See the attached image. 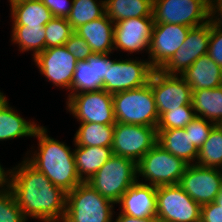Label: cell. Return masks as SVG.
<instances>
[{
    "label": "cell",
    "mask_w": 222,
    "mask_h": 222,
    "mask_svg": "<svg viewBox=\"0 0 222 222\" xmlns=\"http://www.w3.org/2000/svg\"><path fill=\"white\" fill-rule=\"evenodd\" d=\"M8 187L23 216L42 222H62L66 214V192L55 186L26 159L9 169Z\"/></svg>",
    "instance_id": "6da1fadb"
},
{
    "label": "cell",
    "mask_w": 222,
    "mask_h": 222,
    "mask_svg": "<svg viewBox=\"0 0 222 222\" xmlns=\"http://www.w3.org/2000/svg\"><path fill=\"white\" fill-rule=\"evenodd\" d=\"M47 131L45 126L36 129L33 137L38 139V149L25 159L55 186L68 193L82 183L76 171L74 150L49 137Z\"/></svg>",
    "instance_id": "7a4b0ae2"
},
{
    "label": "cell",
    "mask_w": 222,
    "mask_h": 222,
    "mask_svg": "<svg viewBox=\"0 0 222 222\" xmlns=\"http://www.w3.org/2000/svg\"><path fill=\"white\" fill-rule=\"evenodd\" d=\"M113 204L87 182L66 193V214L62 222H113Z\"/></svg>",
    "instance_id": "3957f363"
},
{
    "label": "cell",
    "mask_w": 222,
    "mask_h": 222,
    "mask_svg": "<svg viewBox=\"0 0 222 222\" xmlns=\"http://www.w3.org/2000/svg\"><path fill=\"white\" fill-rule=\"evenodd\" d=\"M116 122L157 127L159 115L149 83L112 94Z\"/></svg>",
    "instance_id": "277c9868"
},
{
    "label": "cell",
    "mask_w": 222,
    "mask_h": 222,
    "mask_svg": "<svg viewBox=\"0 0 222 222\" xmlns=\"http://www.w3.org/2000/svg\"><path fill=\"white\" fill-rule=\"evenodd\" d=\"M137 181V163L130 158L112 155L87 181L103 197L115 204Z\"/></svg>",
    "instance_id": "5b68a950"
},
{
    "label": "cell",
    "mask_w": 222,
    "mask_h": 222,
    "mask_svg": "<svg viewBox=\"0 0 222 222\" xmlns=\"http://www.w3.org/2000/svg\"><path fill=\"white\" fill-rule=\"evenodd\" d=\"M188 164L155 144L137 162V180L144 178L155 187L179 184ZM149 181V182H148Z\"/></svg>",
    "instance_id": "8992f818"
},
{
    "label": "cell",
    "mask_w": 222,
    "mask_h": 222,
    "mask_svg": "<svg viewBox=\"0 0 222 222\" xmlns=\"http://www.w3.org/2000/svg\"><path fill=\"white\" fill-rule=\"evenodd\" d=\"M201 206L179 184L157 187L156 218L159 222H199Z\"/></svg>",
    "instance_id": "52a82bcc"
},
{
    "label": "cell",
    "mask_w": 222,
    "mask_h": 222,
    "mask_svg": "<svg viewBox=\"0 0 222 222\" xmlns=\"http://www.w3.org/2000/svg\"><path fill=\"white\" fill-rule=\"evenodd\" d=\"M66 105L80 123L116 124L113 97L105 90L68 94Z\"/></svg>",
    "instance_id": "ba28073f"
},
{
    "label": "cell",
    "mask_w": 222,
    "mask_h": 222,
    "mask_svg": "<svg viewBox=\"0 0 222 222\" xmlns=\"http://www.w3.org/2000/svg\"><path fill=\"white\" fill-rule=\"evenodd\" d=\"M154 23L197 27L209 22L208 0H153Z\"/></svg>",
    "instance_id": "9c48e42d"
},
{
    "label": "cell",
    "mask_w": 222,
    "mask_h": 222,
    "mask_svg": "<svg viewBox=\"0 0 222 222\" xmlns=\"http://www.w3.org/2000/svg\"><path fill=\"white\" fill-rule=\"evenodd\" d=\"M107 53V82L103 90L110 94L145 86L153 72L149 61L138 59L110 60Z\"/></svg>",
    "instance_id": "30bf717a"
},
{
    "label": "cell",
    "mask_w": 222,
    "mask_h": 222,
    "mask_svg": "<svg viewBox=\"0 0 222 222\" xmlns=\"http://www.w3.org/2000/svg\"><path fill=\"white\" fill-rule=\"evenodd\" d=\"M157 143V128L116 122L112 152L136 163Z\"/></svg>",
    "instance_id": "8fae6325"
},
{
    "label": "cell",
    "mask_w": 222,
    "mask_h": 222,
    "mask_svg": "<svg viewBox=\"0 0 222 222\" xmlns=\"http://www.w3.org/2000/svg\"><path fill=\"white\" fill-rule=\"evenodd\" d=\"M148 83L152 87L159 117L169 110L192 105V89L181 76L153 70Z\"/></svg>",
    "instance_id": "7c38bea8"
},
{
    "label": "cell",
    "mask_w": 222,
    "mask_h": 222,
    "mask_svg": "<svg viewBox=\"0 0 222 222\" xmlns=\"http://www.w3.org/2000/svg\"><path fill=\"white\" fill-rule=\"evenodd\" d=\"M179 185L200 206L212 203L221 191L222 169L188 165Z\"/></svg>",
    "instance_id": "4fadbf2b"
},
{
    "label": "cell",
    "mask_w": 222,
    "mask_h": 222,
    "mask_svg": "<svg viewBox=\"0 0 222 222\" xmlns=\"http://www.w3.org/2000/svg\"><path fill=\"white\" fill-rule=\"evenodd\" d=\"M190 29L180 24L154 23L148 52V61L154 70H160L172 58Z\"/></svg>",
    "instance_id": "5bb4252c"
},
{
    "label": "cell",
    "mask_w": 222,
    "mask_h": 222,
    "mask_svg": "<svg viewBox=\"0 0 222 222\" xmlns=\"http://www.w3.org/2000/svg\"><path fill=\"white\" fill-rule=\"evenodd\" d=\"M210 32V22L191 28L183 44L160 70L167 75L181 76L199 57L207 55Z\"/></svg>",
    "instance_id": "9a60e30c"
},
{
    "label": "cell",
    "mask_w": 222,
    "mask_h": 222,
    "mask_svg": "<svg viewBox=\"0 0 222 222\" xmlns=\"http://www.w3.org/2000/svg\"><path fill=\"white\" fill-rule=\"evenodd\" d=\"M33 60L47 81L49 80L54 86L71 91L77 60L64 46L45 49Z\"/></svg>",
    "instance_id": "2e32d148"
},
{
    "label": "cell",
    "mask_w": 222,
    "mask_h": 222,
    "mask_svg": "<svg viewBox=\"0 0 222 222\" xmlns=\"http://www.w3.org/2000/svg\"><path fill=\"white\" fill-rule=\"evenodd\" d=\"M154 17H138L114 23V50L130 53L149 52Z\"/></svg>",
    "instance_id": "e0dca14e"
},
{
    "label": "cell",
    "mask_w": 222,
    "mask_h": 222,
    "mask_svg": "<svg viewBox=\"0 0 222 222\" xmlns=\"http://www.w3.org/2000/svg\"><path fill=\"white\" fill-rule=\"evenodd\" d=\"M104 82H107V53H93L87 60L77 61L69 93L103 90Z\"/></svg>",
    "instance_id": "ac0fdd59"
},
{
    "label": "cell",
    "mask_w": 222,
    "mask_h": 222,
    "mask_svg": "<svg viewBox=\"0 0 222 222\" xmlns=\"http://www.w3.org/2000/svg\"><path fill=\"white\" fill-rule=\"evenodd\" d=\"M157 187L136 181L117 202L122 214L146 218L156 216Z\"/></svg>",
    "instance_id": "d6986e66"
},
{
    "label": "cell",
    "mask_w": 222,
    "mask_h": 222,
    "mask_svg": "<svg viewBox=\"0 0 222 222\" xmlns=\"http://www.w3.org/2000/svg\"><path fill=\"white\" fill-rule=\"evenodd\" d=\"M75 33L88 43L93 53L112 54L114 51V22L106 14L81 25Z\"/></svg>",
    "instance_id": "ffe728a7"
},
{
    "label": "cell",
    "mask_w": 222,
    "mask_h": 222,
    "mask_svg": "<svg viewBox=\"0 0 222 222\" xmlns=\"http://www.w3.org/2000/svg\"><path fill=\"white\" fill-rule=\"evenodd\" d=\"M7 97L0 91V141L22 137H33L40 126L26 120L14 108L10 107Z\"/></svg>",
    "instance_id": "44dd1931"
},
{
    "label": "cell",
    "mask_w": 222,
    "mask_h": 222,
    "mask_svg": "<svg viewBox=\"0 0 222 222\" xmlns=\"http://www.w3.org/2000/svg\"><path fill=\"white\" fill-rule=\"evenodd\" d=\"M181 77L189 84L192 92L213 89L222 85V68L208 55H204L187 68Z\"/></svg>",
    "instance_id": "7402d4cb"
},
{
    "label": "cell",
    "mask_w": 222,
    "mask_h": 222,
    "mask_svg": "<svg viewBox=\"0 0 222 222\" xmlns=\"http://www.w3.org/2000/svg\"><path fill=\"white\" fill-rule=\"evenodd\" d=\"M12 26H45L53 17L41 0H10Z\"/></svg>",
    "instance_id": "603a6c76"
},
{
    "label": "cell",
    "mask_w": 222,
    "mask_h": 222,
    "mask_svg": "<svg viewBox=\"0 0 222 222\" xmlns=\"http://www.w3.org/2000/svg\"><path fill=\"white\" fill-rule=\"evenodd\" d=\"M157 144L188 165L197 161L199 150L191 144L185 128L157 130Z\"/></svg>",
    "instance_id": "cb8c5ba5"
},
{
    "label": "cell",
    "mask_w": 222,
    "mask_h": 222,
    "mask_svg": "<svg viewBox=\"0 0 222 222\" xmlns=\"http://www.w3.org/2000/svg\"><path fill=\"white\" fill-rule=\"evenodd\" d=\"M74 145L76 171L82 182H87L113 155L111 147Z\"/></svg>",
    "instance_id": "d4e9b609"
},
{
    "label": "cell",
    "mask_w": 222,
    "mask_h": 222,
    "mask_svg": "<svg viewBox=\"0 0 222 222\" xmlns=\"http://www.w3.org/2000/svg\"><path fill=\"white\" fill-rule=\"evenodd\" d=\"M192 106L196 116L217 125L222 120V85L193 91Z\"/></svg>",
    "instance_id": "484cf974"
},
{
    "label": "cell",
    "mask_w": 222,
    "mask_h": 222,
    "mask_svg": "<svg viewBox=\"0 0 222 222\" xmlns=\"http://www.w3.org/2000/svg\"><path fill=\"white\" fill-rule=\"evenodd\" d=\"M153 0H105V14L114 23L118 21L153 17Z\"/></svg>",
    "instance_id": "4316f807"
},
{
    "label": "cell",
    "mask_w": 222,
    "mask_h": 222,
    "mask_svg": "<svg viewBox=\"0 0 222 222\" xmlns=\"http://www.w3.org/2000/svg\"><path fill=\"white\" fill-rule=\"evenodd\" d=\"M114 125L80 123L74 134L77 146L112 147Z\"/></svg>",
    "instance_id": "83f0119b"
},
{
    "label": "cell",
    "mask_w": 222,
    "mask_h": 222,
    "mask_svg": "<svg viewBox=\"0 0 222 222\" xmlns=\"http://www.w3.org/2000/svg\"><path fill=\"white\" fill-rule=\"evenodd\" d=\"M11 32V41L18 44L19 51H33V59L45 50L44 26H12Z\"/></svg>",
    "instance_id": "f1b7e54d"
},
{
    "label": "cell",
    "mask_w": 222,
    "mask_h": 222,
    "mask_svg": "<svg viewBox=\"0 0 222 222\" xmlns=\"http://www.w3.org/2000/svg\"><path fill=\"white\" fill-rule=\"evenodd\" d=\"M105 14V0H73L69 24L75 31L81 25L98 19Z\"/></svg>",
    "instance_id": "f546056e"
},
{
    "label": "cell",
    "mask_w": 222,
    "mask_h": 222,
    "mask_svg": "<svg viewBox=\"0 0 222 222\" xmlns=\"http://www.w3.org/2000/svg\"><path fill=\"white\" fill-rule=\"evenodd\" d=\"M198 166L222 169V129L215 125L199 149Z\"/></svg>",
    "instance_id": "4dcf8cb0"
},
{
    "label": "cell",
    "mask_w": 222,
    "mask_h": 222,
    "mask_svg": "<svg viewBox=\"0 0 222 222\" xmlns=\"http://www.w3.org/2000/svg\"><path fill=\"white\" fill-rule=\"evenodd\" d=\"M45 49L64 46V43L75 32L67 18H52L45 26Z\"/></svg>",
    "instance_id": "1f68e13d"
},
{
    "label": "cell",
    "mask_w": 222,
    "mask_h": 222,
    "mask_svg": "<svg viewBox=\"0 0 222 222\" xmlns=\"http://www.w3.org/2000/svg\"><path fill=\"white\" fill-rule=\"evenodd\" d=\"M196 117L192 105L169 110L159 117L157 130L185 128Z\"/></svg>",
    "instance_id": "d6a6232c"
},
{
    "label": "cell",
    "mask_w": 222,
    "mask_h": 222,
    "mask_svg": "<svg viewBox=\"0 0 222 222\" xmlns=\"http://www.w3.org/2000/svg\"><path fill=\"white\" fill-rule=\"evenodd\" d=\"M8 186L0 188V222H26Z\"/></svg>",
    "instance_id": "836d02e7"
},
{
    "label": "cell",
    "mask_w": 222,
    "mask_h": 222,
    "mask_svg": "<svg viewBox=\"0 0 222 222\" xmlns=\"http://www.w3.org/2000/svg\"><path fill=\"white\" fill-rule=\"evenodd\" d=\"M213 122L196 116L186 127L185 130L189 134L191 144L198 150L202 147L203 143L208 139L212 128L215 126Z\"/></svg>",
    "instance_id": "e575fe53"
},
{
    "label": "cell",
    "mask_w": 222,
    "mask_h": 222,
    "mask_svg": "<svg viewBox=\"0 0 222 222\" xmlns=\"http://www.w3.org/2000/svg\"><path fill=\"white\" fill-rule=\"evenodd\" d=\"M64 47L77 61L87 60L93 54L88 43L75 32L64 43Z\"/></svg>",
    "instance_id": "d590c367"
},
{
    "label": "cell",
    "mask_w": 222,
    "mask_h": 222,
    "mask_svg": "<svg viewBox=\"0 0 222 222\" xmlns=\"http://www.w3.org/2000/svg\"><path fill=\"white\" fill-rule=\"evenodd\" d=\"M207 55L222 68V29L211 25Z\"/></svg>",
    "instance_id": "8d00e7d4"
},
{
    "label": "cell",
    "mask_w": 222,
    "mask_h": 222,
    "mask_svg": "<svg viewBox=\"0 0 222 222\" xmlns=\"http://www.w3.org/2000/svg\"><path fill=\"white\" fill-rule=\"evenodd\" d=\"M53 17L67 18L72 9L73 0H41Z\"/></svg>",
    "instance_id": "74e56055"
},
{
    "label": "cell",
    "mask_w": 222,
    "mask_h": 222,
    "mask_svg": "<svg viewBox=\"0 0 222 222\" xmlns=\"http://www.w3.org/2000/svg\"><path fill=\"white\" fill-rule=\"evenodd\" d=\"M201 222H222V207L215 202L201 206Z\"/></svg>",
    "instance_id": "f35d334b"
},
{
    "label": "cell",
    "mask_w": 222,
    "mask_h": 222,
    "mask_svg": "<svg viewBox=\"0 0 222 222\" xmlns=\"http://www.w3.org/2000/svg\"><path fill=\"white\" fill-rule=\"evenodd\" d=\"M209 22L211 25L222 29V0L209 2Z\"/></svg>",
    "instance_id": "ab89813d"
},
{
    "label": "cell",
    "mask_w": 222,
    "mask_h": 222,
    "mask_svg": "<svg viewBox=\"0 0 222 222\" xmlns=\"http://www.w3.org/2000/svg\"><path fill=\"white\" fill-rule=\"evenodd\" d=\"M113 222H159V220L156 218V216L136 218L119 212L118 216L116 217V220H113Z\"/></svg>",
    "instance_id": "60d3db41"
},
{
    "label": "cell",
    "mask_w": 222,
    "mask_h": 222,
    "mask_svg": "<svg viewBox=\"0 0 222 222\" xmlns=\"http://www.w3.org/2000/svg\"><path fill=\"white\" fill-rule=\"evenodd\" d=\"M4 169L0 164V188L8 186L9 169L6 171Z\"/></svg>",
    "instance_id": "b9f144b4"
},
{
    "label": "cell",
    "mask_w": 222,
    "mask_h": 222,
    "mask_svg": "<svg viewBox=\"0 0 222 222\" xmlns=\"http://www.w3.org/2000/svg\"><path fill=\"white\" fill-rule=\"evenodd\" d=\"M214 202L222 207V187H221V191H220L219 195L217 196V198L215 199Z\"/></svg>",
    "instance_id": "7bdbcfd3"
},
{
    "label": "cell",
    "mask_w": 222,
    "mask_h": 222,
    "mask_svg": "<svg viewBox=\"0 0 222 222\" xmlns=\"http://www.w3.org/2000/svg\"><path fill=\"white\" fill-rule=\"evenodd\" d=\"M217 125L222 129V120Z\"/></svg>",
    "instance_id": "ee69618b"
}]
</instances>
